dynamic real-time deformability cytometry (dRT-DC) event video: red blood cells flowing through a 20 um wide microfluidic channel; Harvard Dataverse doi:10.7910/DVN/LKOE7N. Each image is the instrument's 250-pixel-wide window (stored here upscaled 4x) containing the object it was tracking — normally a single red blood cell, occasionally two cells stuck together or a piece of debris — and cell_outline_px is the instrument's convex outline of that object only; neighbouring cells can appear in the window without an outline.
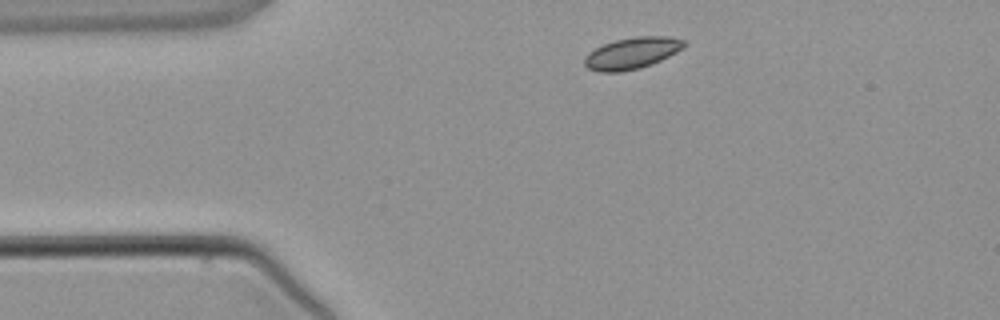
{"species": "common noctule bat (a hibernating species)", "species_latin": "Nyctalus noctula", "temperature_condition": "warm", "stored_images_in_passage": 1, "camera_frame_rate_fps": 3000, "um_per_image_px": 0.085, "animal": {"sex": "male", "body_mass_g": 21.5, "forearm_length_mm": 52.0}, "frame": {"image": 1, "passage_image": 1, "time_ms": 0.0, "image_size_px": [1000, 320], "cell_outline_px": [[688, 44], [684, 48], [652, 64], [640, 68], [620, 72], [600, 72], [588, 68], [584, 64], [584, 56], [588, 52], [604, 44], [616, 40], [636, 36], [668, 36], [684, 40]], "centroid_in_image_um": [53.72, 4.51], "position_along_channel_um": 31.3, "area_um2": 18.32}}